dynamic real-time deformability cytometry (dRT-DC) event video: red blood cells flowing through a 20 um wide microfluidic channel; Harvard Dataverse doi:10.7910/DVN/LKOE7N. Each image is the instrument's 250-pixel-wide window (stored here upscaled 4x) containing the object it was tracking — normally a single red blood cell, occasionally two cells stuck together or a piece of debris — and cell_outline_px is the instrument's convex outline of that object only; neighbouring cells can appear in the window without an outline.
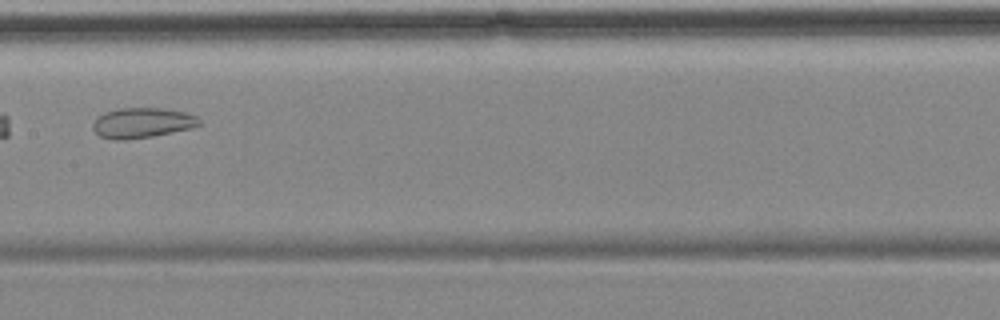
{"species": "common noctule bat (a hibernating species)", "species_latin": "Nyctalus noctula", "temperature_condition": "cold", "stored_images_in_passage": 7, "camera_frame_rate_fps": 3000, "um_per_image_px": 0.085, "animal": {"sex": "female", "body_mass_g": 18.4}, "frame": {"image": 1, "passage_image": 7, "time_ms": 7.667, "image_size_px": [1000, 320], "cell_outline_px": [[200, 124], [192, 128], [152, 136], [124, 140], [112, 140], [100, 136], [92, 128], [92, 124], [104, 112], [120, 108], [164, 108], [184, 112], [196, 116], [200, 120]], "centroid_in_image_um": [12.08, 10.44], "position_along_channel_um": 195.3, "area_um2": 18.61}}